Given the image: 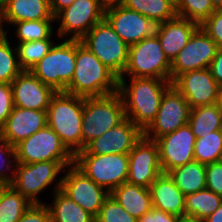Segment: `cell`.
I'll list each match as a JSON object with an SVG mask.
<instances>
[{
  "instance_id": "1",
  "label": "cell",
  "mask_w": 222,
  "mask_h": 222,
  "mask_svg": "<svg viewBox=\"0 0 222 222\" xmlns=\"http://www.w3.org/2000/svg\"><path fill=\"white\" fill-rule=\"evenodd\" d=\"M119 78L118 92L125 109V117L143 131L155 119L164 92L172 85L171 81L159 78L130 77L128 85Z\"/></svg>"
},
{
  "instance_id": "2",
  "label": "cell",
  "mask_w": 222,
  "mask_h": 222,
  "mask_svg": "<svg viewBox=\"0 0 222 222\" xmlns=\"http://www.w3.org/2000/svg\"><path fill=\"white\" fill-rule=\"evenodd\" d=\"M119 78L81 41L76 40L75 72L65 93L101 97L118 92Z\"/></svg>"
},
{
  "instance_id": "3",
  "label": "cell",
  "mask_w": 222,
  "mask_h": 222,
  "mask_svg": "<svg viewBox=\"0 0 222 222\" xmlns=\"http://www.w3.org/2000/svg\"><path fill=\"white\" fill-rule=\"evenodd\" d=\"M84 97L56 92L47 108V126L75 156L82 150Z\"/></svg>"
},
{
  "instance_id": "4",
  "label": "cell",
  "mask_w": 222,
  "mask_h": 222,
  "mask_svg": "<svg viewBox=\"0 0 222 222\" xmlns=\"http://www.w3.org/2000/svg\"><path fill=\"white\" fill-rule=\"evenodd\" d=\"M123 99L119 92L84 98L82 117V150L94 139L125 119Z\"/></svg>"
},
{
  "instance_id": "5",
  "label": "cell",
  "mask_w": 222,
  "mask_h": 222,
  "mask_svg": "<svg viewBox=\"0 0 222 222\" xmlns=\"http://www.w3.org/2000/svg\"><path fill=\"white\" fill-rule=\"evenodd\" d=\"M76 40L65 38L30 70L43 84L56 92H65L75 72Z\"/></svg>"
},
{
  "instance_id": "6",
  "label": "cell",
  "mask_w": 222,
  "mask_h": 222,
  "mask_svg": "<svg viewBox=\"0 0 222 222\" xmlns=\"http://www.w3.org/2000/svg\"><path fill=\"white\" fill-rule=\"evenodd\" d=\"M129 77L159 78L171 81V62L166 57L154 33L129 46L128 62L123 75Z\"/></svg>"
},
{
  "instance_id": "7",
  "label": "cell",
  "mask_w": 222,
  "mask_h": 222,
  "mask_svg": "<svg viewBox=\"0 0 222 222\" xmlns=\"http://www.w3.org/2000/svg\"><path fill=\"white\" fill-rule=\"evenodd\" d=\"M74 164L96 184L109 193L123 183L128 176V154H88L85 150L74 156Z\"/></svg>"
},
{
  "instance_id": "8",
  "label": "cell",
  "mask_w": 222,
  "mask_h": 222,
  "mask_svg": "<svg viewBox=\"0 0 222 222\" xmlns=\"http://www.w3.org/2000/svg\"><path fill=\"white\" fill-rule=\"evenodd\" d=\"M80 41L118 78L123 75L129 46L105 19L95 24Z\"/></svg>"
},
{
  "instance_id": "9",
  "label": "cell",
  "mask_w": 222,
  "mask_h": 222,
  "mask_svg": "<svg viewBox=\"0 0 222 222\" xmlns=\"http://www.w3.org/2000/svg\"><path fill=\"white\" fill-rule=\"evenodd\" d=\"M65 167L59 161H42L31 164L16 163L15 173L10 184L17 192L26 197L32 204H42L37 197L52 183L53 191L61 190L62 176L56 179Z\"/></svg>"
},
{
  "instance_id": "10",
  "label": "cell",
  "mask_w": 222,
  "mask_h": 222,
  "mask_svg": "<svg viewBox=\"0 0 222 222\" xmlns=\"http://www.w3.org/2000/svg\"><path fill=\"white\" fill-rule=\"evenodd\" d=\"M15 149L16 162L21 164L59 161L66 168L74 163V155L48 126L21 141Z\"/></svg>"
},
{
  "instance_id": "11",
  "label": "cell",
  "mask_w": 222,
  "mask_h": 222,
  "mask_svg": "<svg viewBox=\"0 0 222 222\" xmlns=\"http://www.w3.org/2000/svg\"><path fill=\"white\" fill-rule=\"evenodd\" d=\"M104 17L105 8L100 0H74L55 16V21H60L57 35L63 38L69 34V39L80 41Z\"/></svg>"
},
{
  "instance_id": "12",
  "label": "cell",
  "mask_w": 222,
  "mask_h": 222,
  "mask_svg": "<svg viewBox=\"0 0 222 222\" xmlns=\"http://www.w3.org/2000/svg\"><path fill=\"white\" fill-rule=\"evenodd\" d=\"M190 110L185 97L171 85L164 92L155 119L144 130V137L155 141L157 138L187 125Z\"/></svg>"
},
{
  "instance_id": "13",
  "label": "cell",
  "mask_w": 222,
  "mask_h": 222,
  "mask_svg": "<svg viewBox=\"0 0 222 222\" xmlns=\"http://www.w3.org/2000/svg\"><path fill=\"white\" fill-rule=\"evenodd\" d=\"M62 172L65 174L61 191L95 218L110 193L88 178L74 163Z\"/></svg>"
},
{
  "instance_id": "14",
  "label": "cell",
  "mask_w": 222,
  "mask_h": 222,
  "mask_svg": "<svg viewBox=\"0 0 222 222\" xmlns=\"http://www.w3.org/2000/svg\"><path fill=\"white\" fill-rule=\"evenodd\" d=\"M217 49L216 42L199 27L172 61L171 82L184 72L209 68Z\"/></svg>"
},
{
  "instance_id": "15",
  "label": "cell",
  "mask_w": 222,
  "mask_h": 222,
  "mask_svg": "<svg viewBox=\"0 0 222 222\" xmlns=\"http://www.w3.org/2000/svg\"><path fill=\"white\" fill-rule=\"evenodd\" d=\"M128 159L126 182L129 184L149 188L157 177L163 173L157 143L144 136L129 152Z\"/></svg>"
},
{
  "instance_id": "16",
  "label": "cell",
  "mask_w": 222,
  "mask_h": 222,
  "mask_svg": "<svg viewBox=\"0 0 222 222\" xmlns=\"http://www.w3.org/2000/svg\"><path fill=\"white\" fill-rule=\"evenodd\" d=\"M171 84L185 97L191 109L218 102L221 86L213 78L209 68L184 72Z\"/></svg>"
},
{
  "instance_id": "17",
  "label": "cell",
  "mask_w": 222,
  "mask_h": 222,
  "mask_svg": "<svg viewBox=\"0 0 222 222\" xmlns=\"http://www.w3.org/2000/svg\"><path fill=\"white\" fill-rule=\"evenodd\" d=\"M195 135L189 124L155 140L163 173L185 165L194 159Z\"/></svg>"
},
{
  "instance_id": "18",
  "label": "cell",
  "mask_w": 222,
  "mask_h": 222,
  "mask_svg": "<svg viewBox=\"0 0 222 222\" xmlns=\"http://www.w3.org/2000/svg\"><path fill=\"white\" fill-rule=\"evenodd\" d=\"M104 19L128 46L153 35L157 25L151 19L122 4L105 9Z\"/></svg>"
},
{
  "instance_id": "19",
  "label": "cell",
  "mask_w": 222,
  "mask_h": 222,
  "mask_svg": "<svg viewBox=\"0 0 222 222\" xmlns=\"http://www.w3.org/2000/svg\"><path fill=\"white\" fill-rule=\"evenodd\" d=\"M144 136V131L125 118L117 126L91 141L84 150L88 154H129Z\"/></svg>"
},
{
  "instance_id": "20",
  "label": "cell",
  "mask_w": 222,
  "mask_h": 222,
  "mask_svg": "<svg viewBox=\"0 0 222 222\" xmlns=\"http://www.w3.org/2000/svg\"><path fill=\"white\" fill-rule=\"evenodd\" d=\"M14 106L47 111L56 91L42 83L31 71H22L12 82Z\"/></svg>"
},
{
  "instance_id": "21",
  "label": "cell",
  "mask_w": 222,
  "mask_h": 222,
  "mask_svg": "<svg viewBox=\"0 0 222 222\" xmlns=\"http://www.w3.org/2000/svg\"><path fill=\"white\" fill-rule=\"evenodd\" d=\"M47 126V112L13 107L0 134L14 147Z\"/></svg>"
},
{
  "instance_id": "22",
  "label": "cell",
  "mask_w": 222,
  "mask_h": 222,
  "mask_svg": "<svg viewBox=\"0 0 222 222\" xmlns=\"http://www.w3.org/2000/svg\"><path fill=\"white\" fill-rule=\"evenodd\" d=\"M199 27L198 23L179 16L156 25L155 34L171 63Z\"/></svg>"
},
{
  "instance_id": "23",
  "label": "cell",
  "mask_w": 222,
  "mask_h": 222,
  "mask_svg": "<svg viewBox=\"0 0 222 222\" xmlns=\"http://www.w3.org/2000/svg\"><path fill=\"white\" fill-rule=\"evenodd\" d=\"M149 190L154 208L185 218V195L168 173H161L150 185Z\"/></svg>"
},
{
  "instance_id": "24",
  "label": "cell",
  "mask_w": 222,
  "mask_h": 222,
  "mask_svg": "<svg viewBox=\"0 0 222 222\" xmlns=\"http://www.w3.org/2000/svg\"><path fill=\"white\" fill-rule=\"evenodd\" d=\"M4 23L55 19L50 0H9L3 11Z\"/></svg>"
},
{
  "instance_id": "25",
  "label": "cell",
  "mask_w": 222,
  "mask_h": 222,
  "mask_svg": "<svg viewBox=\"0 0 222 222\" xmlns=\"http://www.w3.org/2000/svg\"><path fill=\"white\" fill-rule=\"evenodd\" d=\"M110 195L136 219L141 218L153 208L149 188L126 182L115 188Z\"/></svg>"
},
{
  "instance_id": "26",
  "label": "cell",
  "mask_w": 222,
  "mask_h": 222,
  "mask_svg": "<svg viewBox=\"0 0 222 222\" xmlns=\"http://www.w3.org/2000/svg\"><path fill=\"white\" fill-rule=\"evenodd\" d=\"M184 195L206 189V165L196 160L168 172Z\"/></svg>"
},
{
  "instance_id": "27",
  "label": "cell",
  "mask_w": 222,
  "mask_h": 222,
  "mask_svg": "<svg viewBox=\"0 0 222 222\" xmlns=\"http://www.w3.org/2000/svg\"><path fill=\"white\" fill-rule=\"evenodd\" d=\"M52 204L48 205L51 222H95V218L61 190L53 192Z\"/></svg>"
},
{
  "instance_id": "28",
  "label": "cell",
  "mask_w": 222,
  "mask_h": 222,
  "mask_svg": "<svg viewBox=\"0 0 222 222\" xmlns=\"http://www.w3.org/2000/svg\"><path fill=\"white\" fill-rule=\"evenodd\" d=\"M222 203V196L209 189L185 195V218L203 221Z\"/></svg>"
},
{
  "instance_id": "29",
  "label": "cell",
  "mask_w": 222,
  "mask_h": 222,
  "mask_svg": "<svg viewBox=\"0 0 222 222\" xmlns=\"http://www.w3.org/2000/svg\"><path fill=\"white\" fill-rule=\"evenodd\" d=\"M189 126L195 138L210 132L222 130V112L218 104L192 108L189 115Z\"/></svg>"
},
{
  "instance_id": "30",
  "label": "cell",
  "mask_w": 222,
  "mask_h": 222,
  "mask_svg": "<svg viewBox=\"0 0 222 222\" xmlns=\"http://www.w3.org/2000/svg\"><path fill=\"white\" fill-rule=\"evenodd\" d=\"M31 205L11 185H0V222H18Z\"/></svg>"
},
{
  "instance_id": "31",
  "label": "cell",
  "mask_w": 222,
  "mask_h": 222,
  "mask_svg": "<svg viewBox=\"0 0 222 222\" xmlns=\"http://www.w3.org/2000/svg\"><path fill=\"white\" fill-rule=\"evenodd\" d=\"M122 5L151 19L155 24L177 16L176 8L167 0H124Z\"/></svg>"
},
{
  "instance_id": "32",
  "label": "cell",
  "mask_w": 222,
  "mask_h": 222,
  "mask_svg": "<svg viewBox=\"0 0 222 222\" xmlns=\"http://www.w3.org/2000/svg\"><path fill=\"white\" fill-rule=\"evenodd\" d=\"M194 159L205 165L222 160V130L201 135L196 139Z\"/></svg>"
},
{
  "instance_id": "33",
  "label": "cell",
  "mask_w": 222,
  "mask_h": 222,
  "mask_svg": "<svg viewBox=\"0 0 222 222\" xmlns=\"http://www.w3.org/2000/svg\"><path fill=\"white\" fill-rule=\"evenodd\" d=\"M54 41L42 39L16 45L17 58L23 71H30L52 48Z\"/></svg>"
},
{
  "instance_id": "34",
  "label": "cell",
  "mask_w": 222,
  "mask_h": 222,
  "mask_svg": "<svg viewBox=\"0 0 222 222\" xmlns=\"http://www.w3.org/2000/svg\"><path fill=\"white\" fill-rule=\"evenodd\" d=\"M55 19L19 21L14 23L16 26L15 33L19 40L18 43L36 41L42 39H52L53 25Z\"/></svg>"
},
{
  "instance_id": "35",
  "label": "cell",
  "mask_w": 222,
  "mask_h": 222,
  "mask_svg": "<svg viewBox=\"0 0 222 222\" xmlns=\"http://www.w3.org/2000/svg\"><path fill=\"white\" fill-rule=\"evenodd\" d=\"M13 48L7 36L0 41V83L11 84L23 71L19 65L18 58H16V48Z\"/></svg>"
},
{
  "instance_id": "36",
  "label": "cell",
  "mask_w": 222,
  "mask_h": 222,
  "mask_svg": "<svg viewBox=\"0 0 222 222\" xmlns=\"http://www.w3.org/2000/svg\"><path fill=\"white\" fill-rule=\"evenodd\" d=\"M215 10L210 0H182L176 14L201 25Z\"/></svg>"
},
{
  "instance_id": "37",
  "label": "cell",
  "mask_w": 222,
  "mask_h": 222,
  "mask_svg": "<svg viewBox=\"0 0 222 222\" xmlns=\"http://www.w3.org/2000/svg\"><path fill=\"white\" fill-rule=\"evenodd\" d=\"M15 163H17L15 147L9 144L0 134V185H10L12 183L16 167ZM9 170L11 172H8Z\"/></svg>"
},
{
  "instance_id": "38",
  "label": "cell",
  "mask_w": 222,
  "mask_h": 222,
  "mask_svg": "<svg viewBox=\"0 0 222 222\" xmlns=\"http://www.w3.org/2000/svg\"><path fill=\"white\" fill-rule=\"evenodd\" d=\"M95 222H138V219L131 216L109 195L95 217Z\"/></svg>"
},
{
  "instance_id": "39",
  "label": "cell",
  "mask_w": 222,
  "mask_h": 222,
  "mask_svg": "<svg viewBox=\"0 0 222 222\" xmlns=\"http://www.w3.org/2000/svg\"><path fill=\"white\" fill-rule=\"evenodd\" d=\"M200 27L222 48V9H216Z\"/></svg>"
},
{
  "instance_id": "40",
  "label": "cell",
  "mask_w": 222,
  "mask_h": 222,
  "mask_svg": "<svg viewBox=\"0 0 222 222\" xmlns=\"http://www.w3.org/2000/svg\"><path fill=\"white\" fill-rule=\"evenodd\" d=\"M206 188L222 196V160L206 165Z\"/></svg>"
},
{
  "instance_id": "41",
  "label": "cell",
  "mask_w": 222,
  "mask_h": 222,
  "mask_svg": "<svg viewBox=\"0 0 222 222\" xmlns=\"http://www.w3.org/2000/svg\"><path fill=\"white\" fill-rule=\"evenodd\" d=\"M13 107V91L11 84L0 83V128L5 124Z\"/></svg>"
},
{
  "instance_id": "42",
  "label": "cell",
  "mask_w": 222,
  "mask_h": 222,
  "mask_svg": "<svg viewBox=\"0 0 222 222\" xmlns=\"http://www.w3.org/2000/svg\"><path fill=\"white\" fill-rule=\"evenodd\" d=\"M18 222H51L48 205L45 203L32 204Z\"/></svg>"
},
{
  "instance_id": "43",
  "label": "cell",
  "mask_w": 222,
  "mask_h": 222,
  "mask_svg": "<svg viewBox=\"0 0 222 222\" xmlns=\"http://www.w3.org/2000/svg\"><path fill=\"white\" fill-rule=\"evenodd\" d=\"M179 217L168 214L162 210L152 208L149 212L138 219V222H178Z\"/></svg>"
},
{
  "instance_id": "44",
  "label": "cell",
  "mask_w": 222,
  "mask_h": 222,
  "mask_svg": "<svg viewBox=\"0 0 222 222\" xmlns=\"http://www.w3.org/2000/svg\"><path fill=\"white\" fill-rule=\"evenodd\" d=\"M209 70L216 82L222 87V48L217 49Z\"/></svg>"
},
{
  "instance_id": "45",
  "label": "cell",
  "mask_w": 222,
  "mask_h": 222,
  "mask_svg": "<svg viewBox=\"0 0 222 222\" xmlns=\"http://www.w3.org/2000/svg\"><path fill=\"white\" fill-rule=\"evenodd\" d=\"M74 0H50L51 12L55 17L60 11L69 7Z\"/></svg>"
},
{
  "instance_id": "46",
  "label": "cell",
  "mask_w": 222,
  "mask_h": 222,
  "mask_svg": "<svg viewBox=\"0 0 222 222\" xmlns=\"http://www.w3.org/2000/svg\"><path fill=\"white\" fill-rule=\"evenodd\" d=\"M202 222H222V203L211 215Z\"/></svg>"
},
{
  "instance_id": "47",
  "label": "cell",
  "mask_w": 222,
  "mask_h": 222,
  "mask_svg": "<svg viewBox=\"0 0 222 222\" xmlns=\"http://www.w3.org/2000/svg\"><path fill=\"white\" fill-rule=\"evenodd\" d=\"M124 0H100L101 5L107 9L109 7L123 4Z\"/></svg>"
},
{
  "instance_id": "48",
  "label": "cell",
  "mask_w": 222,
  "mask_h": 222,
  "mask_svg": "<svg viewBox=\"0 0 222 222\" xmlns=\"http://www.w3.org/2000/svg\"><path fill=\"white\" fill-rule=\"evenodd\" d=\"M4 18H3V12L0 11V41L3 40L7 36V32L4 27ZM5 30V31H4Z\"/></svg>"
},
{
  "instance_id": "49",
  "label": "cell",
  "mask_w": 222,
  "mask_h": 222,
  "mask_svg": "<svg viewBox=\"0 0 222 222\" xmlns=\"http://www.w3.org/2000/svg\"><path fill=\"white\" fill-rule=\"evenodd\" d=\"M215 9H222V0H210Z\"/></svg>"
},
{
  "instance_id": "50",
  "label": "cell",
  "mask_w": 222,
  "mask_h": 222,
  "mask_svg": "<svg viewBox=\"0 0 222 222\" xmlns=\"http://www.w3.org/2000/svg\"><path fill=\"white\" fill-rule=\"evenodd\" d=\"M9 0H0V11L3 12Z\"/></svg>"
},
{
  "instance_id": "51",
  "label": "cell",
  "mask_w": 222,
  "mask_h": 222,
  "mask_svg": "<svg viewBox=\"0 0 222 222\" xmlns=\"http://www.w3.org/2000/svg\"><path fill=\"white\" fill-rule=\"evenodd\" d=\"M221 112H222V87L220 88V92H219V97H218V102H217Z\"/></svg>"
},
{
  "instance_id": "52",
  "label": "cell",
  "mask_w": 222,
  "mask_h": 222,
  "mask_svg": "<svg viewBox=\"0 0 222 222\" xmlns=\"http://www.w3.org/2000/svg\"><path fill=\"white\" fill-rule=\"evenodd\" d=\"M178 222H201L196 219H190V218H180Z\"/></svg>"
},
{
  "instance_id": "53",
  "label": "cell",
  "mask_w": 222,
  "mask_h": 222,
  "mask_svg": "<svg viewBox=\"0 0 222 222\" xmlns=\"http://www.w3.org/2000/svg\"><path fill=\"white\" fill-rule=\"evenodd\" d=\"M171 3L175 8H177L182 0H167Z\"/></svg>"
}]
</instances>
